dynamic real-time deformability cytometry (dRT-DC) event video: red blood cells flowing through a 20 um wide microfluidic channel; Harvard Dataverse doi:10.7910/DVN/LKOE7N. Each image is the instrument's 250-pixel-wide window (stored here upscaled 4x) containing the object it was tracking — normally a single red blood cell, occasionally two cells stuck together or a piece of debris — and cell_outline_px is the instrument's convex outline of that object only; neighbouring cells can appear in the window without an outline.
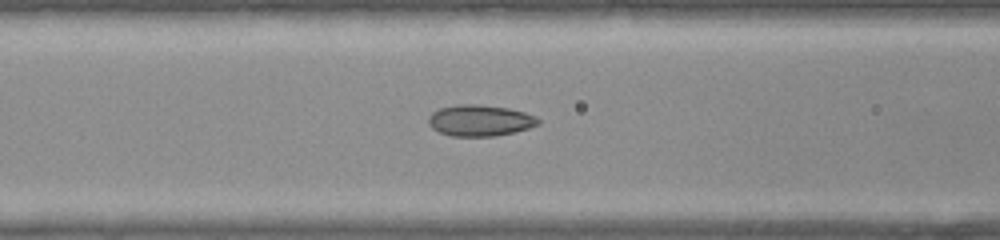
{"species": "common noctule bat (a hibernating species)", "species_latin": "Nyctalus noctula", "temperature_condition": "warm", "stored_images_in_passage": 21, "camera_frame_rate_fps": 3000, "um_per_image_px": 0.085, "animal": {"sex": "female", "body_mass_g": 22.0, "forearm_length_mm": 56.7}, "frame": {"image": 1, "passage_image": 4, "time_ms": 1.0, "image_size_px": [1000, 240], "cell_outline_px": [[540, 124], [528, 128], [496, 136], [452, 136], [440, 132], [432, 128], [428, 124], [428, 116], [432, 112], [440, 108], [456, 104], [476, 104], [508, 108], [524, 112], [536, 116], [540, 120]], "centroid_in_image_um": [40.78, 10.23], "position_along_channel_um": 125.8, "area_um2": 20.0}}
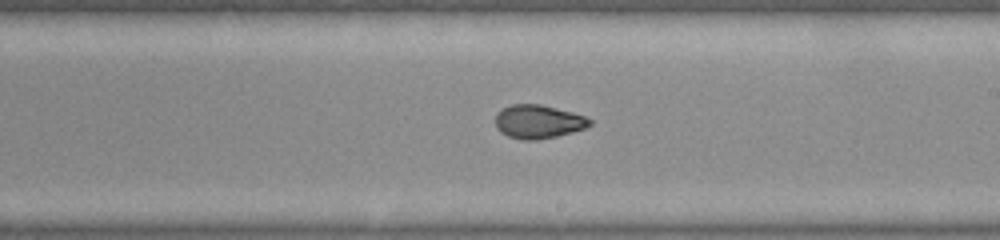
{"frame": {"image": 2, "passage_image": 11, "time_ms": 3.333, "image_size_px": [1000, 240], "cell_outline_px": [[592, 124], [584, 128], [572, 132], [556, 136], [536, 140], [520, 140], [508, 136], [500, 132], [496, 128], [496, 112], [512, 104], [540, 104], [572, 112], [584, 116], [592, 120]], "centroid_in_image_um": [45.73, 10.34], "position_along_channel_um": 243.3, "area_um2": 18.44}}
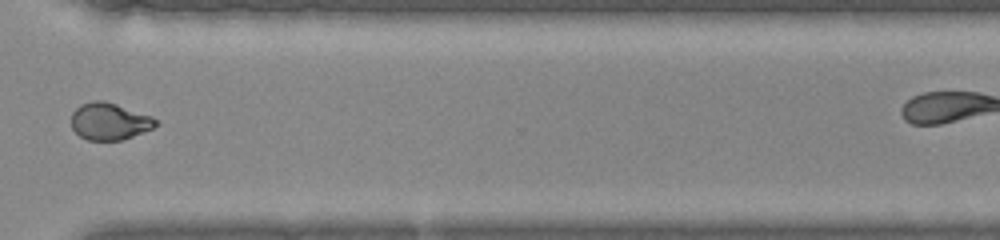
{"frame": {"image": 3, "passage_image": 18, "time_ms": 5.667, "image_size_px": [1000, 240], "cell_outline_px": [[160, 124], [144, 132], [124, 140], [88, 140], [80, 136], [72, 128], [72, 112], [80, 104], [92, 100], [104, 100], [152, 116], [160, 120]], "centroid_in_image_um": [9.34, 10.31], "position_along_channel_um": 361.3, "area_um2": 18.44}}